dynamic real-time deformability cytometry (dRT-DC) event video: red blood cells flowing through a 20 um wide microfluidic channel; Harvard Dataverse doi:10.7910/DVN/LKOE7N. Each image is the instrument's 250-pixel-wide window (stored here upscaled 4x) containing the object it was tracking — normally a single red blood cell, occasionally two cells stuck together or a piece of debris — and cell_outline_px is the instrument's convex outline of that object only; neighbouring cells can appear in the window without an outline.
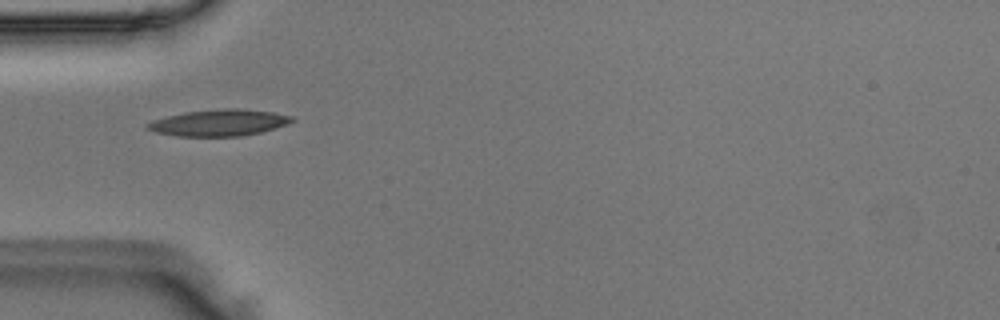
{"species": "Egyptian fruit bat (a non-hibernating species)", "species_latin": "Rousettus aegyptiacus", "temperature_condition": "room temperature", "stored_images_in_passage": 36, "camera_frame_rate_fps": 3000, "um_per_image_px": 0.085, "animal": {"sex": "male"}, "frame": {"image": 1, "passage_image": 1, "time_ms": 0.0, "image_size_px": [1000, 320], "cell_outline_px": [[296, 120], [288, 124], [260, 132], [240, 136], [176, 136], [156, 132], [144, 128], [144, 124], [152, 120], [184, 112], [224, 108], [236, 108], [272, 112], [292, 116]], "centroid_in_image_um": [18.58, 10.43], "position_along_channel_um": 66.4, "area_um2": 22.31}}
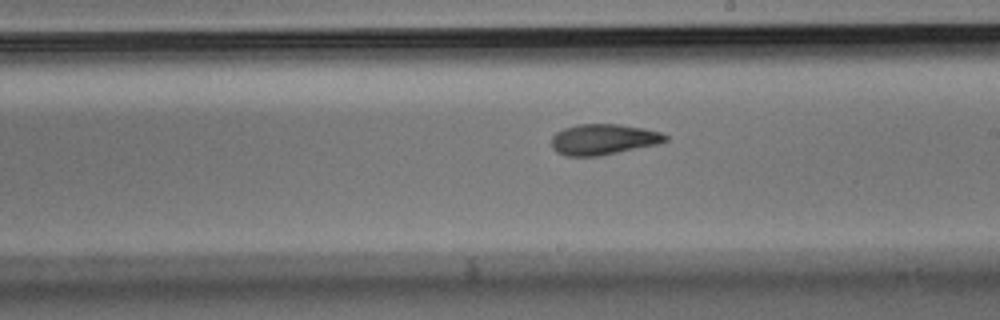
{"frame": {"image": 2, "passage_image": 14, "time_ms": 4.333, "image_size_px": [1000, 320], "cell_outline_px": [[668, 140], [656, 144], [600, 156], [564, 156], [556, 152], [552, 148], [552, 136], [556, 132], [564, 128], [576, 124], [620, 124], [644, 128], [660, 132], [668, 136]], "centroid_in_image_um": [51.25, 11.84], "position_along_channel_um": 237.7, "area_um2": 20.46}}
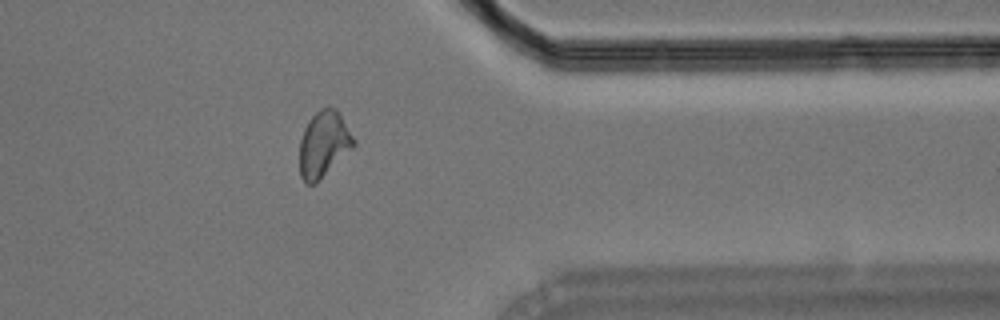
{"frame": {"image": 3, "passage_image": 26, "time_ms": 8.333, "image_size_px": [1000, 320], "cell_outline_px": [[356, 144], [316, 184], [304, 184], [300, 176], [300, 140], [304, 128], [308, 120], [320, 108], [328, 104], [336, 108], [340, 112], [356, 140]], "centroid_in_image_um": [27.52, 12.22], "position_along_channel_um": 383.9, "area_um2": 21.21}}